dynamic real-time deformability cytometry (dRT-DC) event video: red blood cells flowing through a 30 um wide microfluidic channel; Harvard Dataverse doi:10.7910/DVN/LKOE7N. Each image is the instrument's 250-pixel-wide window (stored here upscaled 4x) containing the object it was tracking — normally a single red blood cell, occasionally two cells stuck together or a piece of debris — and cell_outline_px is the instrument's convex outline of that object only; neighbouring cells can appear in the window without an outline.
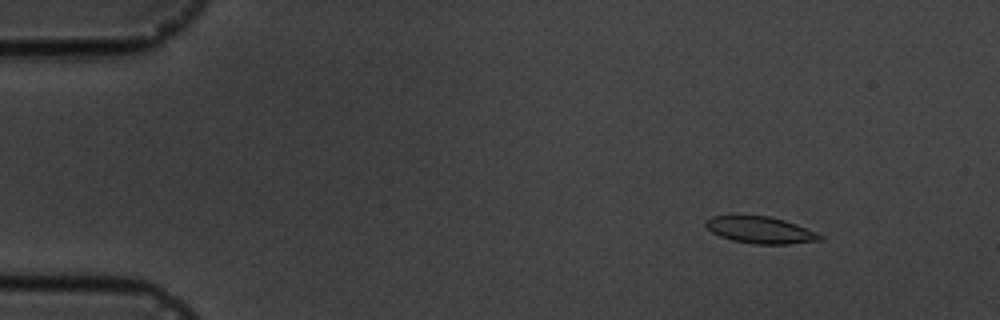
{"species": "common noctule bat (a hibernating species)", "species_latin": "Nyctalus noctula", "temperature_condition": "cold", "stored_images_in_passage": 4, "camera_frame_rate_fps": 3000, "um_per_image_px": 0.085, "animal": {"sex": "male", "body_mass_g": 19.5, "forearm_length_mm": 54.6}, "frame": {"image": 1, "passage_image": 1, "time_ms": 0.0, "image_size_px": [1000, 320], "cell_outline_px": [[824, 240], [788, 244], [756, 244], [732, 240], [720, 236], [712, 232], [704, 224], [712, 216], [740, 212], [768, 216], [784, 220], [796, 224], [816, 232], [824, 236]], "centroid_in_image_um": [64.6, 19.51], "position_along_channel_um": 20.4, "area_um2": 18.44}}
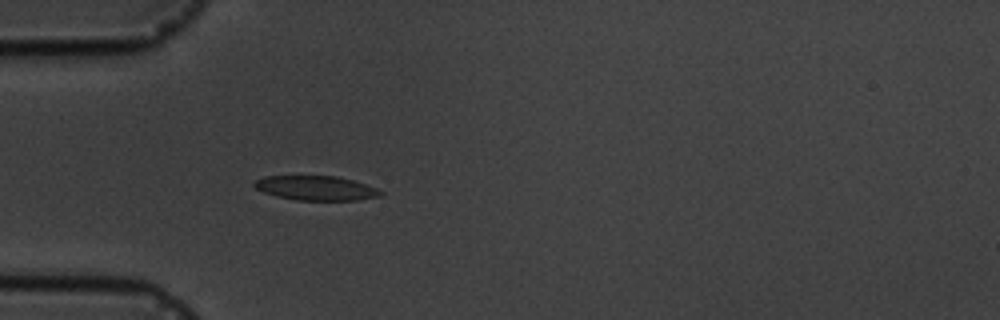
{"frame": {"image": 2, "passage_image": 4, "time_ms": 3.333, "image_size_px": [1000, 320], "cell_outline_px": [[384, 192], [380, 196], [356, 200], [296, 200], [276, 196], [264, 192], [256, 188], [252, 184], [256, 180], [264, 176], [336, 176], [352, 180], [376, 188]], "centroid_in_image_um": [26.84, 15.98], "position_along_channel_um": 58.2, "area_um2": 17.86}}